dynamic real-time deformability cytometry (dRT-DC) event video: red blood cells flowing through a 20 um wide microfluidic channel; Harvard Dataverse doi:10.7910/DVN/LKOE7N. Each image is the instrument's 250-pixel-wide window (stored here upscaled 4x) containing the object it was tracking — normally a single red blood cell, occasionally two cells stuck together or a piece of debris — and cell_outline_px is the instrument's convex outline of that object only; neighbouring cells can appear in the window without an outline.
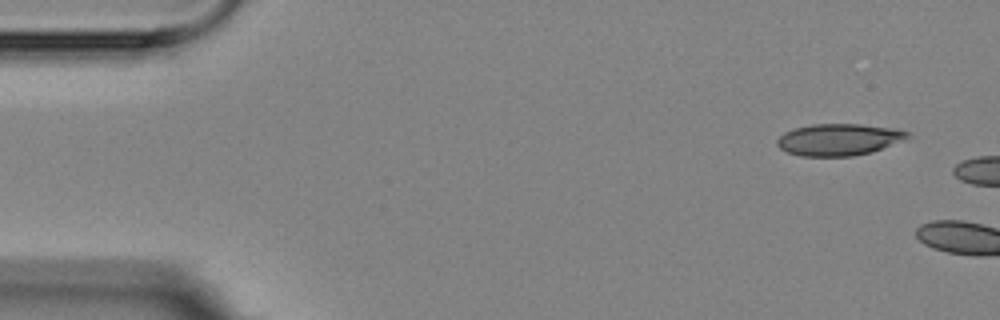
{"species": "Egyptian fruit bat (a non-hibernating species)", "species_latin": "Rousettus aegyptiacus", "temperature_condition": "room temperature", "stored_images_in_passage": 3, "camera_frame_rate_fps": 3000, "um_per_image_px": 0.085, "animal": {"sex": "female"}, "frame": {"image": 1, "passage_image": 1, "time_ms": 0.0, "image_size_px": [1000, 320], "cell_outline_px": [[912, 136], [908, 140], [872, 152], [852, 156], [800, 156], [788, 152], [780, 148], [776, 144], [776, 140], [784, 132], [796, 128], [812, 124], [860, 124], [892, 128], [908, 132]], "centroid_in_image_um": [71.34, 11.87], "position_along_channel_um": 13.7, "area_um2": 24.33}}